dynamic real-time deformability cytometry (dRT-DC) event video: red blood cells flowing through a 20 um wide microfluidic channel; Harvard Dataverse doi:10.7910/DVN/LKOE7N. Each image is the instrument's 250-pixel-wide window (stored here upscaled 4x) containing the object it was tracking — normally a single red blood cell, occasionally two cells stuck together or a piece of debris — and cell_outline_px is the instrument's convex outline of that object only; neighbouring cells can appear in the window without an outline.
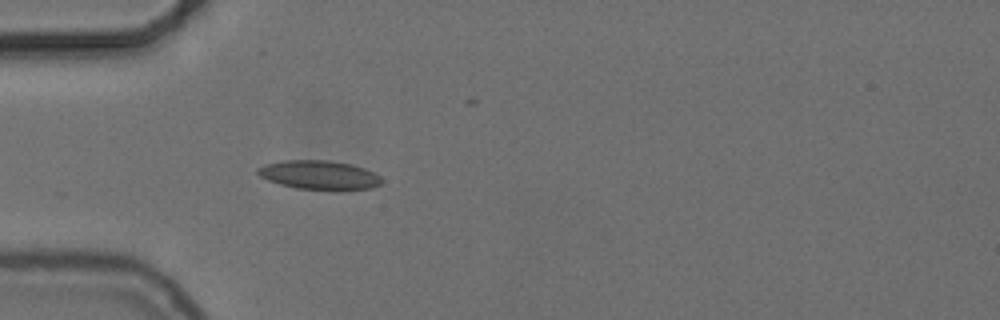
{"species": "common noctule bat (a hibernating species)", "species_latin": "Nyctalus noctula", "temperature_condition": "cold", "stored_images_in_passage": 44, "camera_frame_rate_fps": 3000, "um_per_image_px": 0.085, "animal": {"sex": "female", "body_mass_g": 24.6, "forearm_length_mm": 56.2}, "frame": {"image": 1, "passage_image": 5, "time_ms": 1.333, "image_size_px": [1000, 320], "cell_outline_px": [[384, 180], [380, 184], [372, 188], [340, 192], [332, 192], [296, 188], [280, 184], [268, 180], [260, 176], [256, 172], [256, 168], [264, 164], [284, 160], [328, 160], [352, 164], [364, 168], [380, 176]], "centroid_in_image_um": [27.17, 14.91], "position_along_channel_um": 57.8, "area_um2": 21.68}}
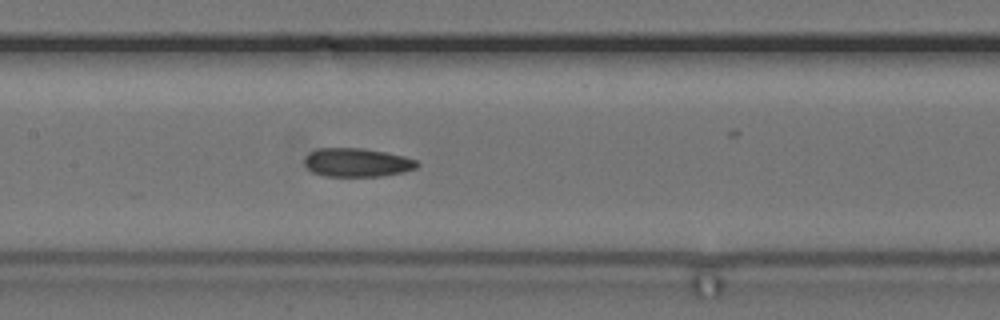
{"frame": {"image": 2, "passage_image": 15, "time_ms": 4.667, "image_size_px": [1000, 320], "cell_outline_px": [[420, 164], [416, 168], [404, 172], [380, 176], [324, 176], [312, 172], [304, 164], [304, 156], [308, 152], [316, 148], [364, 148], [404, 156], [416, 160]], "centroid_in_image_um": [30.31, 13.8], "position_along_channel_um": 177.1, "area_um2": 18.96}}
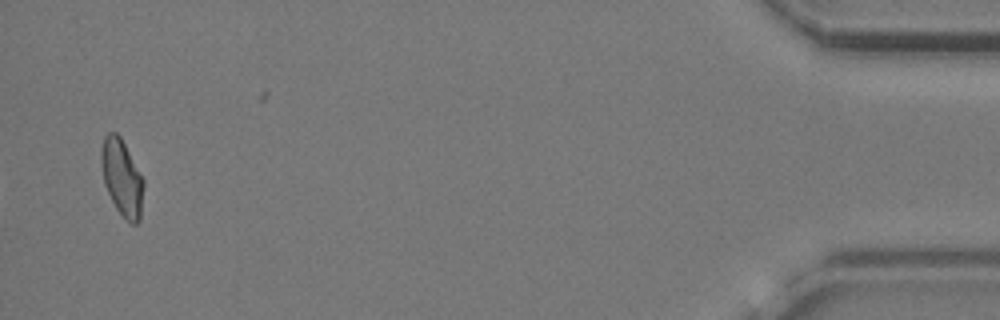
{"frame": {"image": 3, "passage_image": 42, "time_ms": 13.667, "image_size_px": [1000, 320], "cell_outline_px": [[144, 184], [140, 220], [136, 224], [132, 224], [116, 208], [104, 184], [100, 160], [100, 148], [104, 136], [108, 132], [116, 132], [120, 136], [144, 180]], "centroid_in_image_um": [10.35, 15.07], "position_along_channel_um": 424.9, "area_um2": 18.79}, "authors_computed_cell_mechanics": {"area_um2": 18.9006, "velocity_mm_per_s": 3.7143, "shape_relaxation_time_tau1_ms": null, "shape_relaxation_time_tau2_ms": 6.5255, "deformation_change_tau1": null, "deformation_change_tau2": 0.1112}}